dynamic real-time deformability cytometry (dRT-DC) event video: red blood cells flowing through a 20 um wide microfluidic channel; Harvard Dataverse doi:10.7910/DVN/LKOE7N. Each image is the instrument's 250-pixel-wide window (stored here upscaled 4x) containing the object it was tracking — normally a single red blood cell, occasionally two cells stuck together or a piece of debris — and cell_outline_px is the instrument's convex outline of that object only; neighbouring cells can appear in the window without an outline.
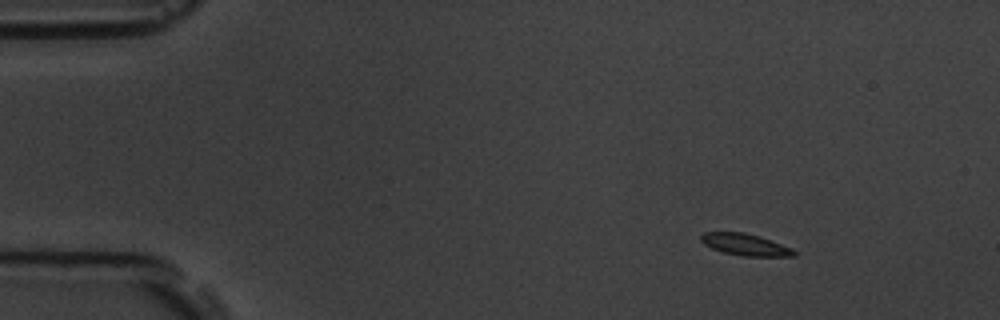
{"species": "common noctule bat (a hibernating species)", "species_latin": "Nyctalus noctula", "temperature_condition": "room temperature", "stored_images_in_passage": 4, "camera_frame_rate_fps": 3000, "um_per_image_px": 0.085, "animal": {"sex": "male", "body_mass_g": 19.5, "forearm_length_mm": 54.6}, "frame": {"image": 1, "passage_image": 1, "time_ms": 0.0, "image_size_px": [1000, 320], "cell_outline_px": [[796, 256], [744, 256], [724, 252], [712, 248], [704, 244], [700, 240], [700, 236], [704, 232], [744, 232], [792, 248], [796, 252]], "centroid_in_image_um": [63.31, 20.79], "position_along_channel_um": 21.7, "area_um2": 11.5}}
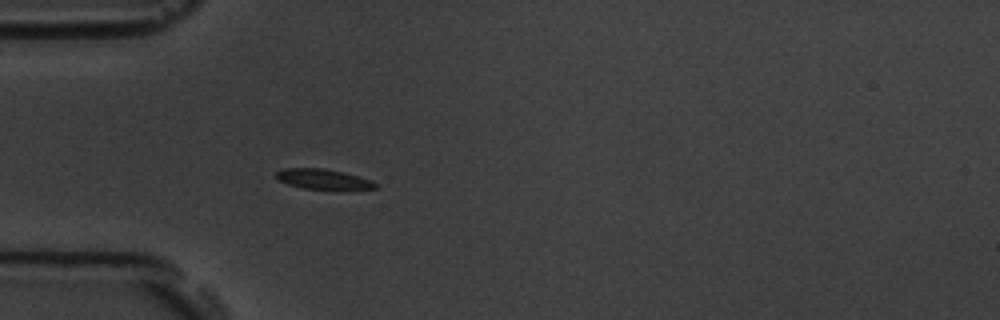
{"frame": {"image": 2, "passage_image": 4, "time_ms": 3.333, "image_size_px": [1000, 320], "cell_outline_px": [[380, 184], [376, 188], [304, 188], [288, 184], [276, 180], [276, 172], [284, 168], [324, 168], [344, 172]], "centroid_in_image_um": [27.38, 15.2], "position_along_channel_um": 57.6, "area_um2": 11.21}}